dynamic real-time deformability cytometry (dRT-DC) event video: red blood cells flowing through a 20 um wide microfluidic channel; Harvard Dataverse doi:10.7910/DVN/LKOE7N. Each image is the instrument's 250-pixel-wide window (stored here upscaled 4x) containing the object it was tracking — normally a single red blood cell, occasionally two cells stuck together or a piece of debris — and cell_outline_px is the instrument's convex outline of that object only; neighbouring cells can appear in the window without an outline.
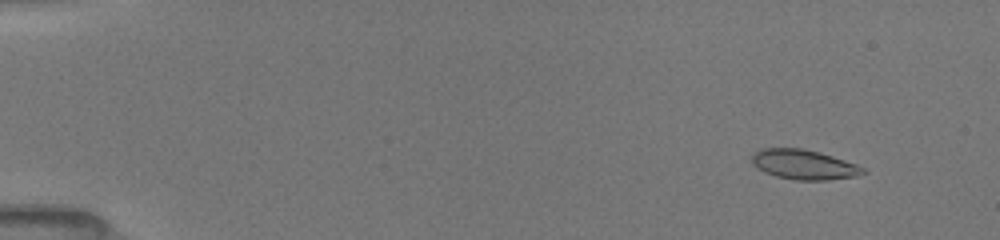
{"species": "common noctule bat (a hibernating species)", "species_latin": "Nyctalus noctula", "temperature_condition": "room temperature", "stored_images_in_passage": 57, "camera_frame_rate_fps": 3000, "um_per_image_px": 0.085, "animal": {"sex": "female", "body_mass_g": 19.5, "forearm_length_mm": 54.1}, "frame": {"image": 1, "passage_image": 4, "time_ms": 1.333, "image_size_px": [1000, 240], "cell_outline_px": [[868, 172], [856, 176], [828, 180], [796, 180], [776, 176], [764, 172], [756, 168], [752, 164], [752, 156], [760, 148], [804, 148], [820, 152], [856, 164], [864, 168]], "centroid_in_image_um": [68.32, 13.99], "position_along_channel_um": 16.7, "area_um2": 19.36}}
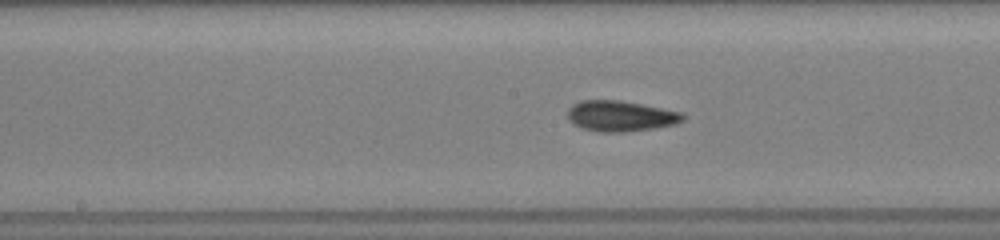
{"frame": {"image": 2, "passage_image": 20, "time_ms": 9.0, "image_size_px": [1000, 240], "cell_outline_px": [[684, 120], [676, 124], [656, 128], [624, 132], [600, 132], [580, 128], [572, 124], [568, 120], [568, 108], [572, 104], [580, 100], [620, 100], [684, 112]], "centroid_in_image_um": [52.74, 9.86], "position_along_channel_um": 195.5, "area_um2": 20.92}}
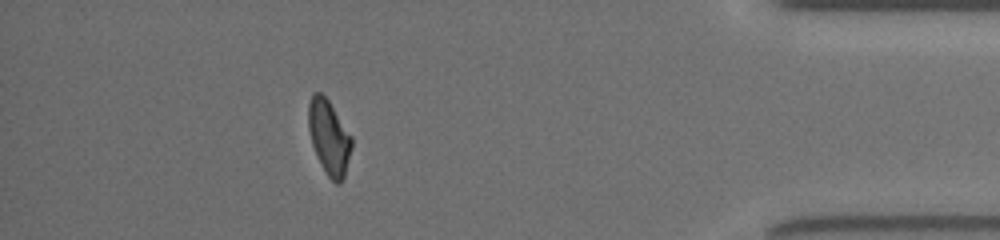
{"frame": {"image": 3, "passage_image": 49, "time_ms": 15.333, "image_size_px": [1000, 240], "cell_outline_px": [[352, 148], [344, 176], [340, 184], [336, 184], [328, 176], [312, 144], [308, 128], [308, 104], [312, 92], [320, 92], [328, 100], [352, 136]], "centroid_in_image_um": [27.97, 11.64], "position_along_channel_um": 407.2, "area_um2": 18.55}, "authors_computed_cell_mechanics": {"area_um2": 19.1896, "velocity_mm_per_s": 3.9874, "shape_relaxation_time_tau1_ms": 5.8575, "shape_relaxation_time_tau2_ms": 2.5961, "deformation_change_tau1": 0.1859, "deformation_change_tau2": 0.0898}}